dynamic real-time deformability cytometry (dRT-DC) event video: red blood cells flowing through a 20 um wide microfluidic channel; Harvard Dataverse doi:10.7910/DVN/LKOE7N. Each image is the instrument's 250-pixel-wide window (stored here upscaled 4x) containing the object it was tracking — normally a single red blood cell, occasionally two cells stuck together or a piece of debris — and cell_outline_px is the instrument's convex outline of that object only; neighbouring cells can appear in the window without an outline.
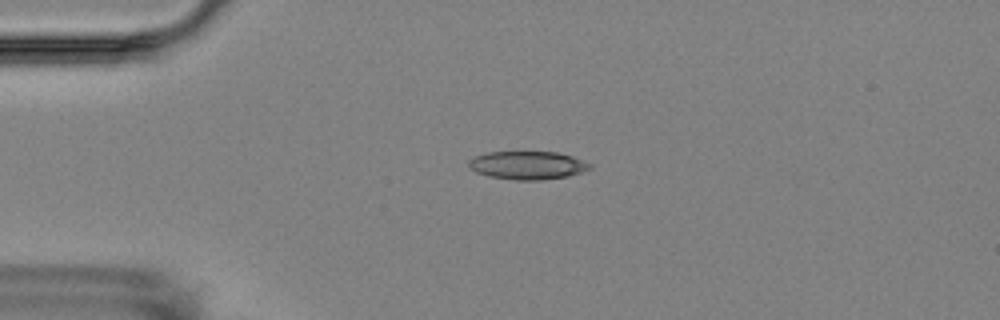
{"species": "Egyptian fruit bat (a non-hibernating species)", "species_latin": "Rousettus aegyptiacus", "temperature_condition": "room temperature", "stored_images_in_passage": 5, "camera_frame_rate_fps": 3000, "um_per_image_px": 0.085, "animal": {"sex": "female"}, "frame": {"image": 1, "passage_image": 4, "time_ms": 3.333, "image_size_px": [1000, 320], "cell_outline_px": [[592, 168], [568, 176], [540, 180], [516, 180], [488, 176], [476, 172], [468, 168], [468, 160], [476, 156], [488, 152], [556, 152], [572, 156], [592, 164]], "centroid_in_image_um": [44.82, 14.05], "position_along_channel_um": 40.2, "area_um2": 19.88}}